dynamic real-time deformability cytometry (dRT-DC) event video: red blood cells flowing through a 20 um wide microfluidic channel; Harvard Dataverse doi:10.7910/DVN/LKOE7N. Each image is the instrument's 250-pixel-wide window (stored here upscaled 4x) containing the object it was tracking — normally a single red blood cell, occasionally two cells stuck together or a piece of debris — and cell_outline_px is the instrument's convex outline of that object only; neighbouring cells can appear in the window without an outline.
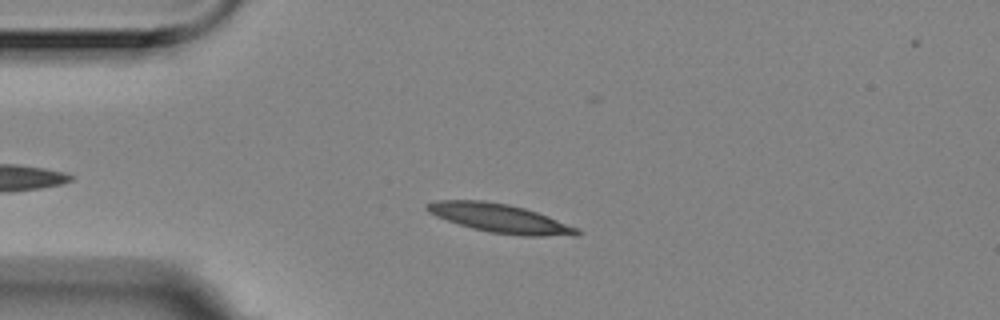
{"species": "Egyptian fruit bat (a non-hibernating species)", "species_latin": "Rousettus aegyptiacus", "temperature_condition": "room temperature", "stored_images_in_passage": 47, "camera_frame_rate_fps": 3000, "um_per_image_px": 0.085, "animal": {"sex": "female"}, "frame": {"image": 1, "passage_image": 8, "time_ms": 2.333, "image_size_px": [1000, 320], "cell_outline_px": [[584, 232], [580, 236], [520, 236], [488, 232], [472, 228], [436, 216], [428, 212], [424, 208], [424, 204], [436, 200], [484, 200], [508, 204], [524, 208], [548, 216], [580, 228]], "centroid_in_image_um": [42.55, 18.56], "position_along_channel_um": 42.5, "area_um2": 25.49}}
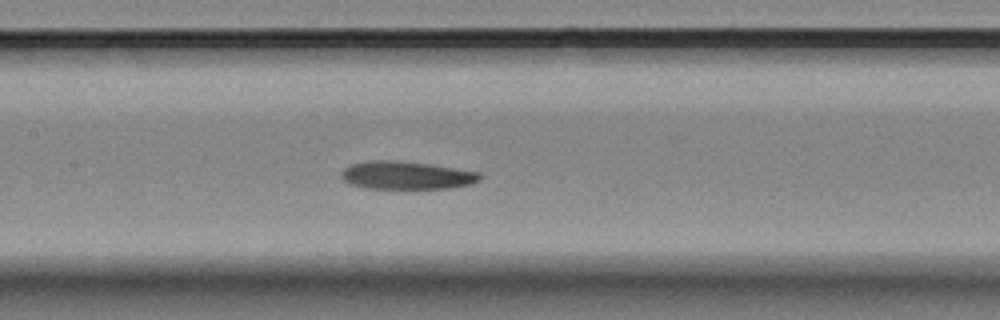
{"frame": {"image": 2, "passage_image": 21, "time_ms": 6.667, "image_size_px": [1000, 320], "cell_outline_px": [[484, 176], [480, 180], [472, 184], [452, 188], [364, 188], [348, 184], [340, 176], [340, 172], [344, 168], [352, 164], [368, 160], [400, 160], [428, 164], [480, 172]], "centroid_in_image_um": [34.54, 14.9], "position_along_channel_um": 172.9, "area_um2": 22.83}}
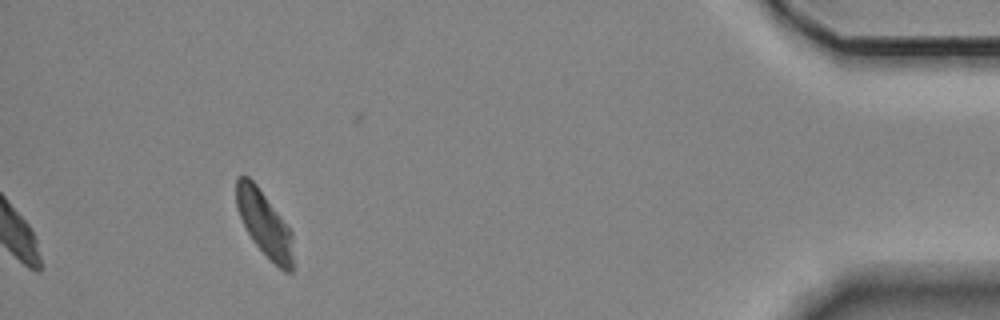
{"frame": {"image": 3, "passage_image": 47, "time_ms": 15.333, "image_size_px": [1000, 320], "cell_outline_px": [[292, 272], [284, 272], [252, 240], [240, 216], [236, 204], [236, 176], [248, 176], [256, 184], [292, 232]], "centroid_in_image_um": [22.46, 18.98], "position_along_channel_um": 412.7, "area_um2": 20.98}, "authors_computed_cell_mechanics": {"area_um2": 23.0622, "velocity_mm_per_s": 3.4741, "shape_relaxation_time_tau1_ms": null, "shape_relaxation_time_tau2_ms": 1.3204, "deformation_change_tau1": null, "deformation_change_tau2": 0.0662}}